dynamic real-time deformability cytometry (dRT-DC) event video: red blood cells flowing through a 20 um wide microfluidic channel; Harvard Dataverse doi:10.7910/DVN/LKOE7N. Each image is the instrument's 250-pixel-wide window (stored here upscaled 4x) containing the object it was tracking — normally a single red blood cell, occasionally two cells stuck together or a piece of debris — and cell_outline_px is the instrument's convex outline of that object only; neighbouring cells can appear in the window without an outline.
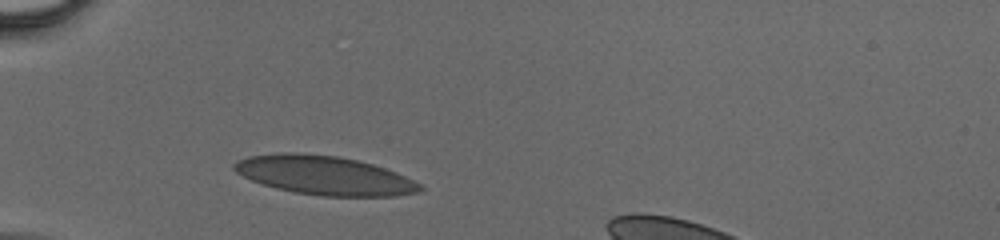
{"species": "human", "species_latin": "Homo sapiens", "temperature_condition": "cold", "stored_images_in_passage": 26, "camera_frame_rate_fps": 3000, "um_per_image_px": 0.085, "donor": {"sex": "male"}, "frame": {"image": 1, "passage_image": 1, "time_ms": 0.0, "image_size_px": [1000, 240], "cell_outline_px": [[424, 188], [416, 192], [392, 196], [320, 196], [292, 192], [276, 188], [252, 180], [236, 172], [232, 168], [232, 164], [236, 160], [248, 156], [284, 152], [292, 152], [336, 156], [356, 160], [372, 164], [396, 172], [420, 184]], "centroid_in_image_um": [27.52, 14.9], "position_along_channel_um": 57.5, "area_um2": 41.85}}
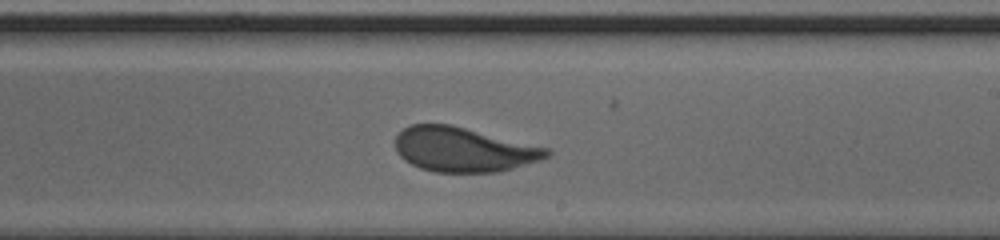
{"frame": {"image": 2, "passage_image": 15, "time_ms": 4.667, "image_size_px": [1000, 240], "cell_outline_px": [[552, 152], [548, 156], [540, 160], [512, 168], [496, 172], [436, 172], [420, 168], [412, 164], [400, 156], [396, 152], [396, 136], [408, 124], [452, 124], [548, 148]], "centroid_in_image_um": [39.38, 12.7], "position_along_channel_um": 249.6, "area_um2": 39.19}}
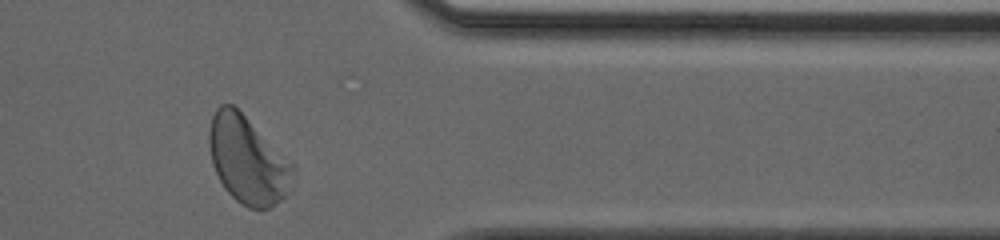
{"frame": {"image": 3, "passage_image": 25, "time_ms": 8.0, "image_size_px": [1000, 240], "cell_outline_px": [[296, 168], [284, 196], [280, 200], [268, 208], [248, 208], [236, 200], [224, 188], [212, 164], [208, 144], [208, 132], [212, 116], [216, 108], [220, 104], [232, 104], [296, 164]], "centroid_in_image_um": [21.04, 13.58], "position_along_channel_um": 390.4, "area_um2": 42.6}}